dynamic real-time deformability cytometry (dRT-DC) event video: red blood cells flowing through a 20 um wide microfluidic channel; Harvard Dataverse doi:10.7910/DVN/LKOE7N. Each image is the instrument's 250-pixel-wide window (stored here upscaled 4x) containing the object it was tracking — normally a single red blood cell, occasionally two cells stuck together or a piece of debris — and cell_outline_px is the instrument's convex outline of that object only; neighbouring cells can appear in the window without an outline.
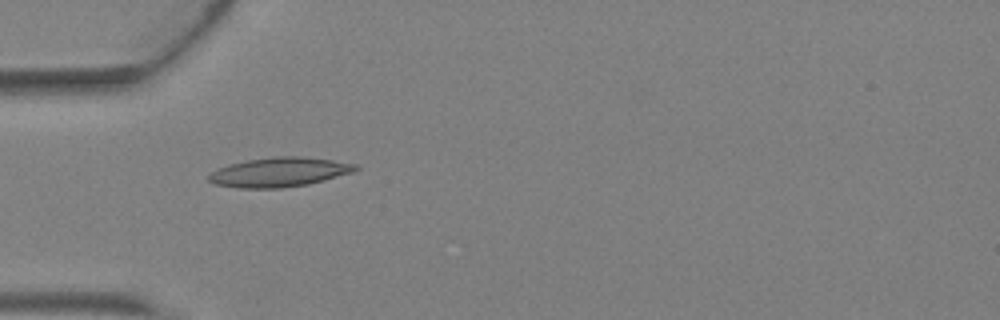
{"species": "Egyptian fruit bat (a non-hibernating species)", "species_latin": "Rousettus aegyptiacus", "temperature_condition": "warm", "stored_images_in_passage": 5, "camera_frame_rate_fps": 3000, "um_per_image_px": 0.085, "animal": {"sex": "female"}, "frame": {"image": 1, "passage_image": 4, "time_ms": 1.0, "image_size_px": [1000, 320], "cell_outline_px": [[360, 168], [352, 172], [324, 180], [308, 184], [280, 188], [236, 188], [216, 184], [208, 180], [208, 176], [212, 172], [228, 164], [248, 160], [276, 156], [304, 156], [360, 164]], "centroid_in_image_um": [23.77, 14.62], "position_along_channel_um": 61.2, "area_um2": 25.14}}
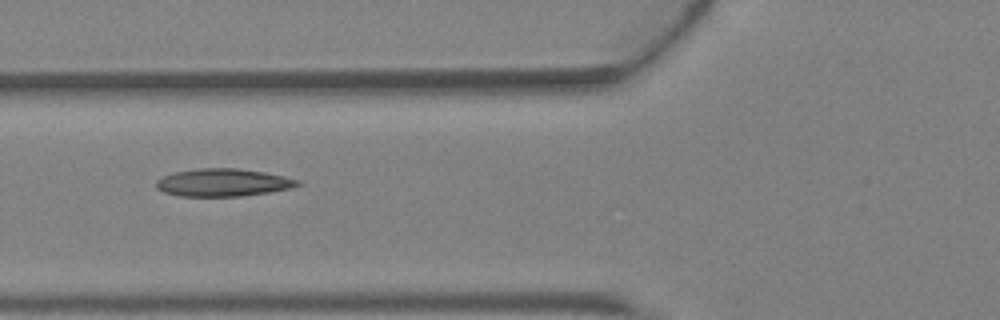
{"frame": {"image": 2, "passage_image": 5, "time_ms": 1.333, "image_size_px": [1000, 320], "cell_outline_px": [[304, 184], [292, 188], [268, 192], [240, 196], [180, 196], [164, 192], [156, 188], [156, 180], [164, 176], [176, 172], [196, 168], [236, 168], [264, 172], [284, 176], [300, 180]], "centroid_in_image_um": [18.99, 15.51], "position_along_channel_um": 106.8, "area_um2": 22.83}}